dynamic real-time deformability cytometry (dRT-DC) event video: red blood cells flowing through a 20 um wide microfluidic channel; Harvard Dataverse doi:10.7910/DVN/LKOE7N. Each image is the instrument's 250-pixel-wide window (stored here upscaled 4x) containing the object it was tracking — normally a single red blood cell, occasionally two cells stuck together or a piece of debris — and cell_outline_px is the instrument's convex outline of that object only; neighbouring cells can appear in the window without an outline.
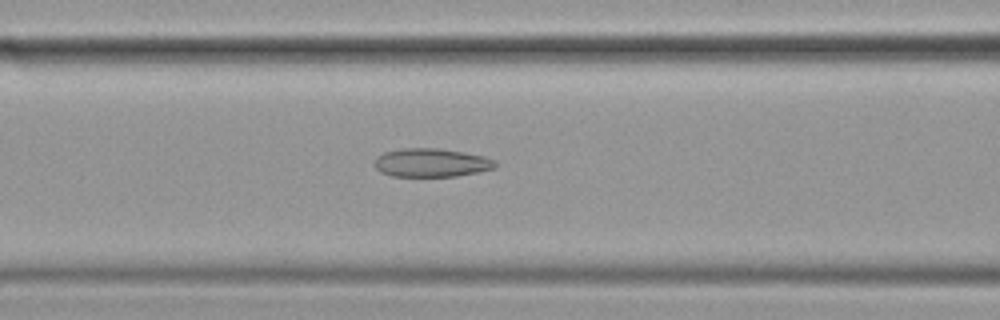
{"species": "common noctule bat (a hibernating species)", "species_latin": "Nyctalus noctula", "temperature_condition": "cold", "stored_images_in_passage": 39, "camera_frame_rate_fps": 3000, "um_per_image_px": 0.085, "animal": {"sex": "female", "body_mass_g": 19.9}, "frame": {"image": 1, "passage_image": 6, "time_ms": 1.667, "image_size_px": [1000, 320], "cell_outline_px": [[496, 168], [456, 176], [392, 176], [380, 172], [372, 164], [376, 156], [384, 152], [400, 148], [436, 148], [464, 152], [484, 156], [496, 160]], "centroid_in_image_um": [36.62, 13.82], "position_along_channel_um": 130.0, "area_um2": 20.23}}
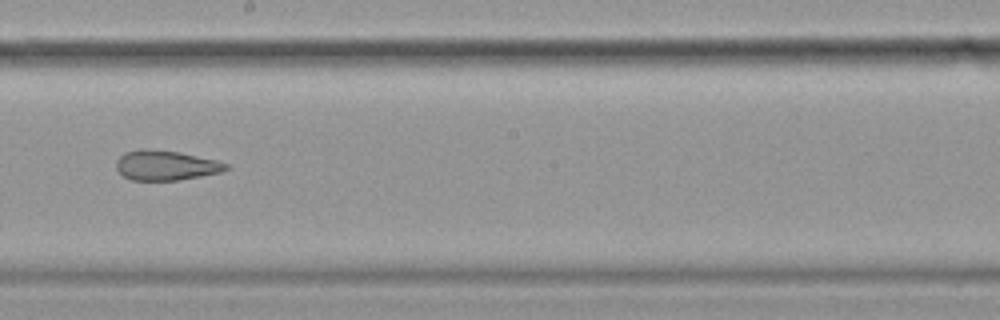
{"frame": {"image": 2, "passage_image": 15, "time_ms": 4.667, "image_size_px": [1000, 320], "cell_outline_px": [[228, 168], [220, 172], [180, 180], [132, 180], [124, 176], [116, 168], [116, 160], [124, 152], [140, 148], [144, 148], [180, 152], [216, 160], [228, 164]], "centroid_in_image_um": [14.06, 14.04], "position_along_channel_um": 234.1, "area_um2": 19.07}}
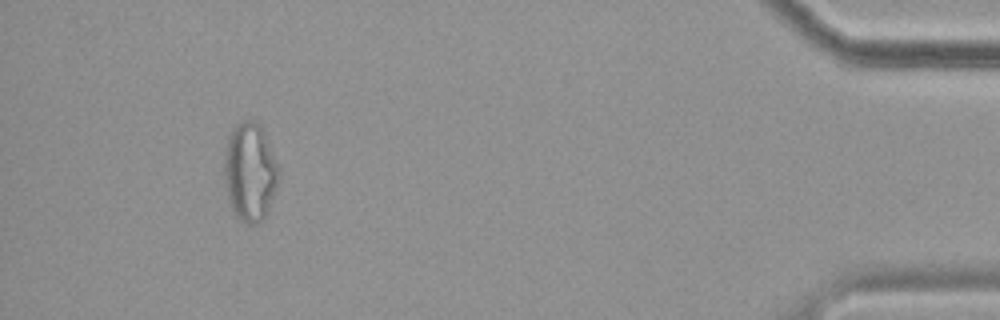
{"frame": {"image": 3, "passage_image": 36, "time_ms": 11.667, "image_size_px": [1000, 320], "cell_outline_px": [[280, 176], [268, 212], [264, 220], [256, 224], [248, 224], [240, 220], [236, 216], [232, 208], [228, 196], [224, 172], [224, 156], [228, 136], [232, 128], [236, 124], [244, 120], [252, 120], [260, 124], [280, 168]], "centroid_in_image_um": [21.27, 14.62], "position_along_channel_um": 413.9, "area_um2": 31.44}}